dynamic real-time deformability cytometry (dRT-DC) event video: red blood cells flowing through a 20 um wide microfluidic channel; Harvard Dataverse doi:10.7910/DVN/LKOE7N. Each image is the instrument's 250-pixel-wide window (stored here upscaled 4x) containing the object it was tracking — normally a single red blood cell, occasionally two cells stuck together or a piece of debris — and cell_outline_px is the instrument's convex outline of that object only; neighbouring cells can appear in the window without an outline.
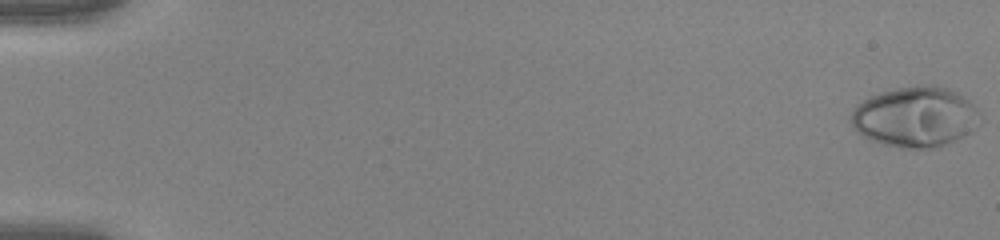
{"species": "human", "species_latin": "Homo sapiens", "temperature_condition": "warm", "stored_images_in_passage": 13, "camera_frame_rate_fps": 3000, "um_per_image_px": 0.085, "donor": {"sex": "female"}, "frame": {"image": 1, "passage_image": 1, "time_ms": 0.0, "image_size_px": [1000, 240], "cell_outline_px": [[984, 120], [972, 132], [940, 148], [900, 148], [884, 144], [872, 140], [856, 132], [852, 124], [852, 112], [864, 100], [872, 96], [884, 92], [900, 88], [920, 84], [936, 84], [948, 88], [956, 92], [968, 100], [980, 112]], "centroid_in_image_um": [77.9, 9.95], "position_along_channel_um": 7.1, "area_um2": 45.6}}